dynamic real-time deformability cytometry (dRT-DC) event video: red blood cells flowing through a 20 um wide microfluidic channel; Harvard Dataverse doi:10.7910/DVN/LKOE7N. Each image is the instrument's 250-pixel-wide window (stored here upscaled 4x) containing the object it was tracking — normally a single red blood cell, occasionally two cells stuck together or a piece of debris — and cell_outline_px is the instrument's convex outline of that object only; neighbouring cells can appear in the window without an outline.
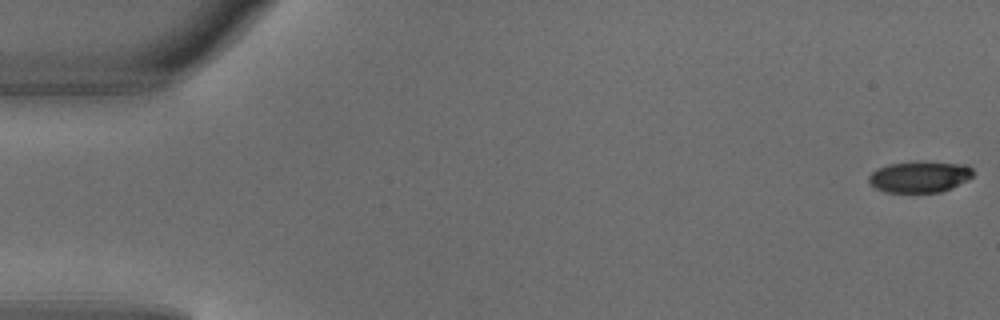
{"species": "common noctule bat (a hibernating species)", "species_latin": "Nyctalus noctula", "temperature_condition": "warm", "stored_images_in_passage": 5, "camera_frame_rate_fps": 3000, "um_per_image_px": 0.085, "animal": {"sex": "male", "body_mass_g": 18.8}, "frame": {"image": 1, "passage_image": 1, "time_ms": 0.0, "image_size_px": [1000, 320], "cell_outline_px": [[972, 176], [968, 180], [952, 188], [940, 192], [884, 192], [876, 188], [868, 180], [868, 176], [876, 168], [888, 164], [968, 164], [972, 168]], "centroid_in_image_um": [78.16, 15.07], "position_along_channel_um": 6.8, "area_um2": 18.26}}
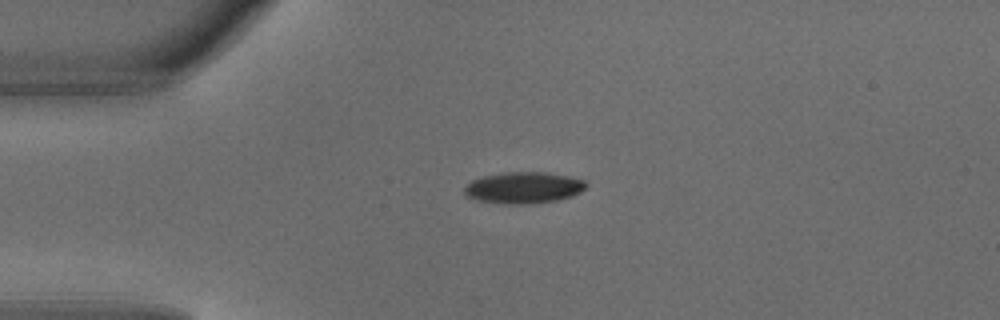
{"frame": {"image": 2, "passage_image": 4, "time_ms": 1.0, "image_size_px": [1000, 320], "cell_outline_px": [[588, 184], [580, 192], [572, 196], [556, 200], [528, 204], [508, 204], [476, 200], [468, 196], [464, 192], [464, 188], [472, 180], [484, 176], [504, 172], [540, 172], [568, 176], [584, 180]], "centroid_in_image_um": [44.5, 15.95], "position_along_channel_um": 40.5, "area_um2": 22.08}}